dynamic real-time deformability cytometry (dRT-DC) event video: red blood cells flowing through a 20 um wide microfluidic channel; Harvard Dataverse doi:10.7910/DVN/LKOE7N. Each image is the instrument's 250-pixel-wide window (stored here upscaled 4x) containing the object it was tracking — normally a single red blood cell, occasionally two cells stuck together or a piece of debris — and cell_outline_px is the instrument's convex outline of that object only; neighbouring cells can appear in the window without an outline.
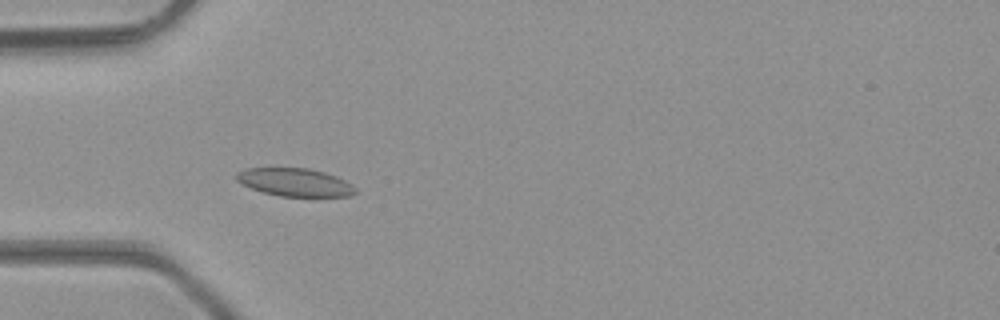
{"species": "common noctule bat (a hibernating species)", "species_latin": "Nyctalus noctula", "temperature_condition": "room temperature", "stored_images_in_passage": 40, "camera_frame_rate_fps": 3000, "um_per_image_px": 0.085, "animal": {"sex": "male", "body_mass_g": 23.1, "forearm_length_mm": 52.7}, "frame": {"image": 1, "passage_image": 12, "time_ms": 3.667, "image_size_px": [1000, 320], "cell_outline_px": [[356, 192], [352, 196], [280, 196], [264, 192], [252, 188], [236, 180], [236, 172], [244, 168], [308, 168], [324, 172], [336, 176], [352, 184], [356, 188]], "centroid_in_image_um": [25.08, 15.48], "position_along_channel_um": 59.9, "area_um2": 19.31}}
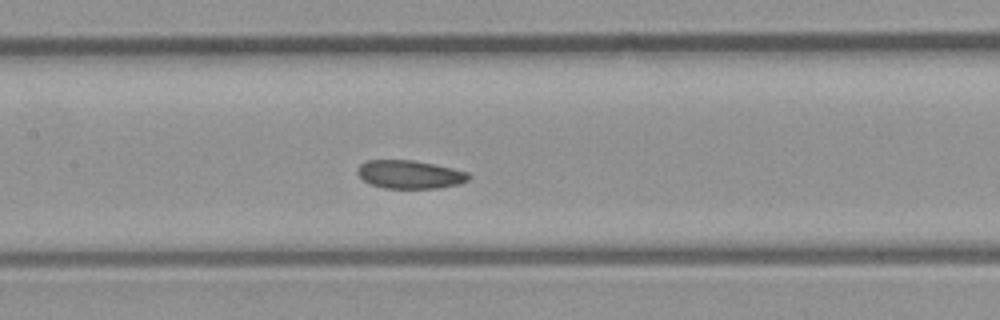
{"frame": {"image": 2, "passage_image": 20, "time_ms": 6.333, "image_size_px": [1000, 320], "cell_outline_px": [[472, 176], [468, 180], [460, 184], [440, 188], [384, 188], [372, 184], [364, 180], [356, 172], [356, 168], [360, 164], [368, 160], [412, 160], [452, 168], [468, 172]], "centroid_in_image_um": [34.85, 14.83], "position_along_channel_um": 172.6, "area_um2": 18.32}}
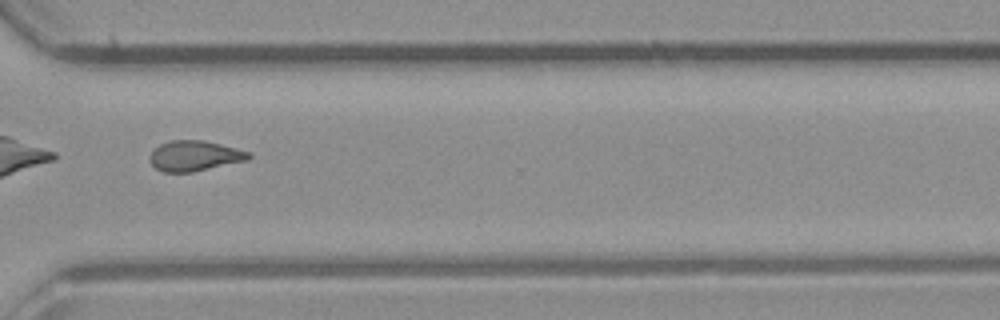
{"frame": {"image": 3, "passage_image": 32, "time_ms": 10.333, "image_size_px": [1000, 320], "cell_outline_px": [[252, 156], [248, 160], [192, 172], [164, 172], [156, 168], [148, 160], [148, 156], [160, 144], [172, 140], [204, 140], [252, 152]], "centroid_in_image_um": [16.55, 13.24], "position_along_channel_um": 354.0, "area_um2": 17.51}}